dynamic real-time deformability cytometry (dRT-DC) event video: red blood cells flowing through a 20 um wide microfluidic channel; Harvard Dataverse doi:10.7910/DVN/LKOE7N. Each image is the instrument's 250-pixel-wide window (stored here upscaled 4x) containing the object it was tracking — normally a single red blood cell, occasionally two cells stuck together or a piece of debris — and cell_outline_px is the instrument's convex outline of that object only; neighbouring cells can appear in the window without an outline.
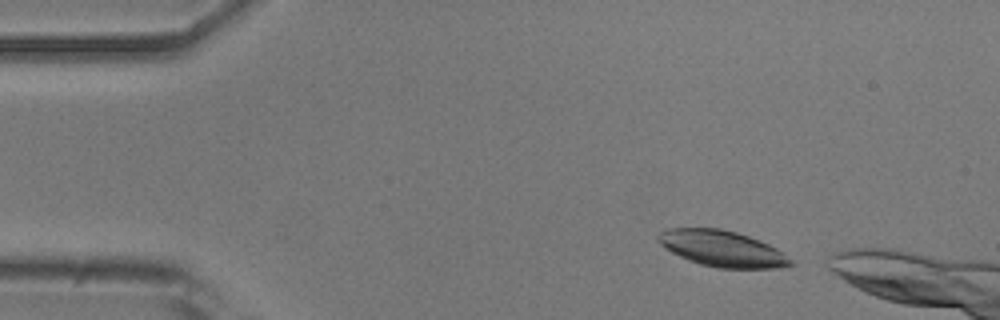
{"species": "common noctule bat (a hibernating species)", "species_latin": "Nyctalus noctula", "temperature_condition": "room temperature", "stored_images_in_passage": 3, "camera_frame_rate_fps": 3000, "um_per_image_px": 0.085, "animal": {"sex": "male", "body_mass_g": 20.5, "forearm_length_mm": 52.5}, "frame": {"image": 1, "passage_image": 3, "time_ms": 0.667, "image_size_px": [1000, 320], "cell_outline_px": [[796, 264], [780, 268], [716, 268], [700, 264], [688, 260], [664, 248], [660, 244], [656, 236], [660, 232], [668, 228], [720, 228], [736, 232], [748, 236], [768, 244], [776, 248], [792, 260]], "centroid_in_image_um": [61.37, 21.14], "position_along_channel_um": 23.6, "area_um2": 27.8}}